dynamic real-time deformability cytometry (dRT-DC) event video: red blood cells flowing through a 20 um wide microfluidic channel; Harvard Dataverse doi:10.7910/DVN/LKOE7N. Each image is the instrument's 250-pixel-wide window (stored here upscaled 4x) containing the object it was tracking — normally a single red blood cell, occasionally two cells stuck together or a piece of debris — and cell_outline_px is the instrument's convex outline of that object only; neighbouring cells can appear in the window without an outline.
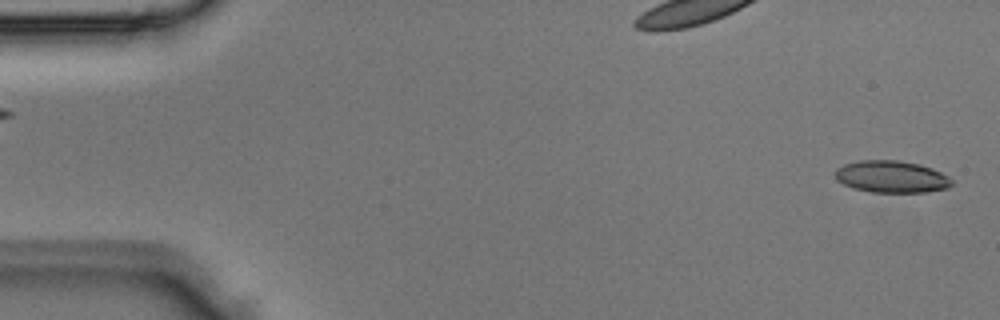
{"species": "Egyptian fruit bat (a non-hibernating species)", "species_latin": "Rousettus aegyptiacus", "temperature_condition": "room temperature", "stored_images_in_passage": 2, "segment_of_instrument_passage": [2, 2], "camera_frame_rate_fps": 3000, "um_per_image_px": 0.085, "animal": {"sex": "male"}, "frame": {"image": 1, "passage_image": 2, "time_ms": 0.333, "image_size_px": [1000, 320], "cell_outline_px": [[952, 184], [948, 188], [924, 192], [872, 192], [852, 188], [836, 180], [832, 172], [836, 168], [844, 164], [860, 160], [896, 160], [920, 164], [932, 168], [948, 176], [952, 180]], "centroid_in_image_um": [75.73, 15.01], "position_along_channel_um": 9.3, "area_um2": 21.91}}